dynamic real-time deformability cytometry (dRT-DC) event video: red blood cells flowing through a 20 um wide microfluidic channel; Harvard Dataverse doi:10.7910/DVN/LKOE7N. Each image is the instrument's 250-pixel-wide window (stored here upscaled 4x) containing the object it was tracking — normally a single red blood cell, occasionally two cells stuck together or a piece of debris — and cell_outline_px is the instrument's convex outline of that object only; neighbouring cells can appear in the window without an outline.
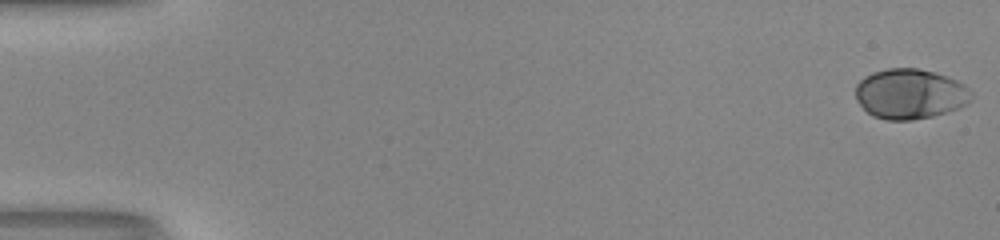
{"species": "human", "species_latin": "Homo sapiens", "temperature_condition": "room temperature", "stored_images_in_passage": 52, "camera_frame_rate_fps": 3000, "um_per_image_px": 0.085, "donor": {"sex": "male"}, "frame": {"image": 1, "passage_image": 1, "time_ms": 0.0, "image_size_px": [1000, 240], "cell_outline_px": [[972, 100], [968, 104], [960, 108], [932, 116], [912, 120], [888, 120], [872, 116], [856, 100], [856, 84], [864, 76], [872, 72], [888, 68], [916, 68], [936, 72], [948, 76], [964, 84], [972, 92]], "centroid_in_image_um": [77.37, 7.97], "position_along_channel_um": 7.6, "area_um2": 34.1}}
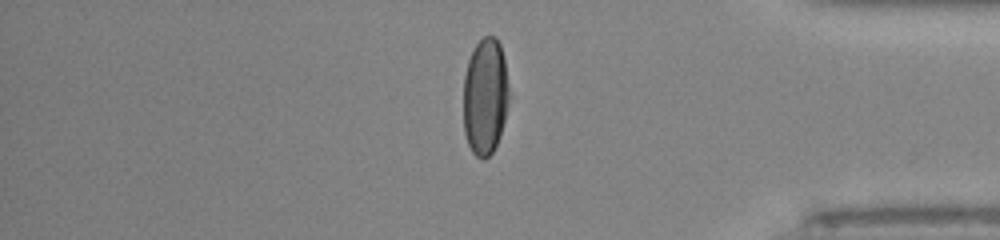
{"frame": {"image": 2, "passage_image": 44, "time_ms": 14.333, "image_size_px": [1000, 240], "cell_outline_px": [[508, 100], [504, 120], [500, 136], [492, 152], [484, 160], [476, 156], [472, 152], [468, 144], [464, 132], [464, 76], [468, 60], [476, 44], [484, 36], [496, 36], [500, 44], [504, 60], [508, 88]], "centroid_in_image_um": [41.23, 8.21], "position_along_channel_um": 394.0, "area_um2": 30.87}}
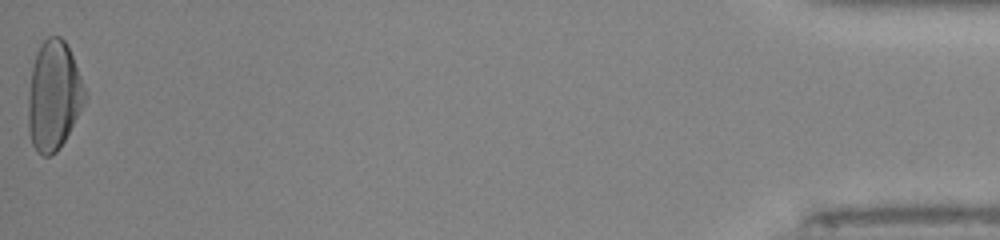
{"frame": {"image": 3, "passage_image": 52, "time_ms": 17.0, "image_size_px": [1000, 240], "cell_outline_px": [[88, 96], [84, 104], [60, 148], [56, 152], [48, 156], [44, 156], [36, 152], [32, 144], [28, 132], [28, 92], [32, 68], [36, 52], [40, 44], [48, 36], [60, 36], [64, 40], [72, 56]], "centroid_in_image_um": [4.55, 8.15], "position_along_channel_um": 430.7, "area_um2": 36.13}, "authors_computed_cell_mechanics": {"area_um2": 33.2639, "velocity_mm_per_s": 4.1421, "shape_relaxation_time_tau1_ms": 3.3418, "shape_relaxation_time_tau2_ms": null, "deformation_change_tau1": 0.1792, "deformation_change_tau2": null}}